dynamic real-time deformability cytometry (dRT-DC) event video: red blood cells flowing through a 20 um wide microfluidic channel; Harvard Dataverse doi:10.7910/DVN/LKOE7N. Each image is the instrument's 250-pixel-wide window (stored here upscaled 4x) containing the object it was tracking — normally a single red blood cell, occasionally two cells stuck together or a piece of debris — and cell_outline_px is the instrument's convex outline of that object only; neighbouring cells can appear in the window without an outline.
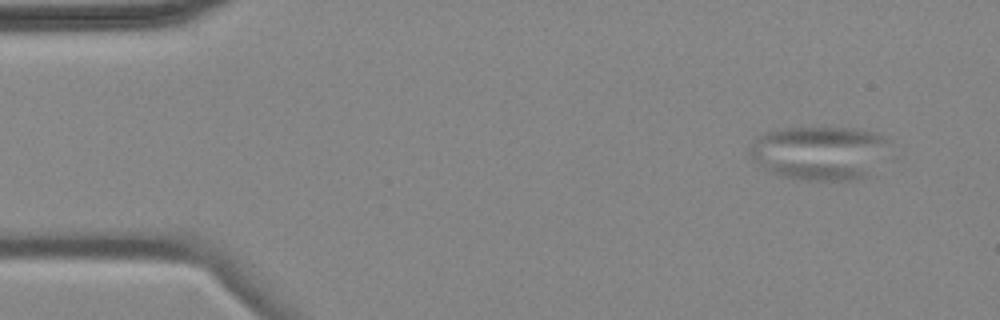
{"species": "common noctule bat (a hibernating species)", "species_latin": "Nyctalus noctula", "temperature_condition": "cold", "stored_images_in_passage": 4, "camera_frame_rate_fps": 3000, "um_per_image_px": 0.085, "animal": {"sex": "female", "body_mass_g": 18.4}, "frame": {"image": 1, "passage_image": 1, "time_ms": 0.0, "image_size_px": [1000, 320], "cell_outline_px": [[896, 156], [868, 176], [856, 180], [808, 180], [784, 176], [772, 172], [764, 168], [748, 152], [752, 144], [760, 136], [768, 132], [780, 128], [856, 128], [876, 132], [892, 140]], "centroid_in_image_um": [69.94, 12.99], "position_along_channel_um": 15.1, "area_um2": 45.26}}